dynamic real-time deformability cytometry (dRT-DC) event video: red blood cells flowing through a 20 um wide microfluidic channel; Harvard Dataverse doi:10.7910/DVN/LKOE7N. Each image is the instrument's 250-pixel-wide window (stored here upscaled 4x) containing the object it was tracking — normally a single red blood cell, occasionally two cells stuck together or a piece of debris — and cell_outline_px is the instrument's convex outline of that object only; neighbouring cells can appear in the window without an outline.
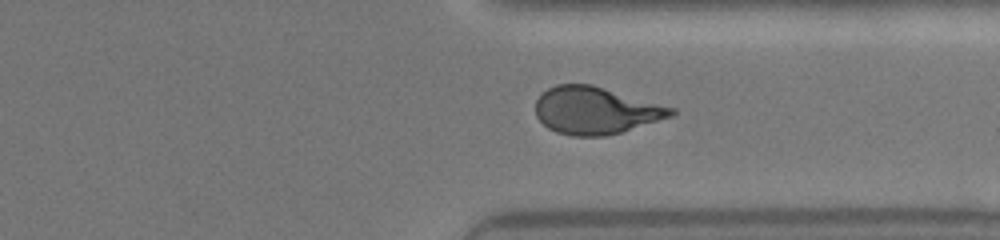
{"species": "human", "species_latin": "Homo sapiens", "temperature_condition": "warm", "stored_images_in_passage": 40, "camera_frame_rate_fps": 3000, "um_per_image_px": 0.085, "donor": {"sex": "female"}, "frame": {"image": 1, "passage_image": 34, "time_ms": 11.0, "image_size_px": [1000, 240], "cell_outline_px": [[676, 112], [672, 116], [620, 132], [604, 136], [572, 136], [556, 132], [548, 128], [536, 116], [536, 100], [548, 88], [556, 84], [592, 84], [676, 108]], "centroid_in_image_um": [50.63, 9.38], "position_along_channel_um": 360.8, "area_um2": 37.17}}